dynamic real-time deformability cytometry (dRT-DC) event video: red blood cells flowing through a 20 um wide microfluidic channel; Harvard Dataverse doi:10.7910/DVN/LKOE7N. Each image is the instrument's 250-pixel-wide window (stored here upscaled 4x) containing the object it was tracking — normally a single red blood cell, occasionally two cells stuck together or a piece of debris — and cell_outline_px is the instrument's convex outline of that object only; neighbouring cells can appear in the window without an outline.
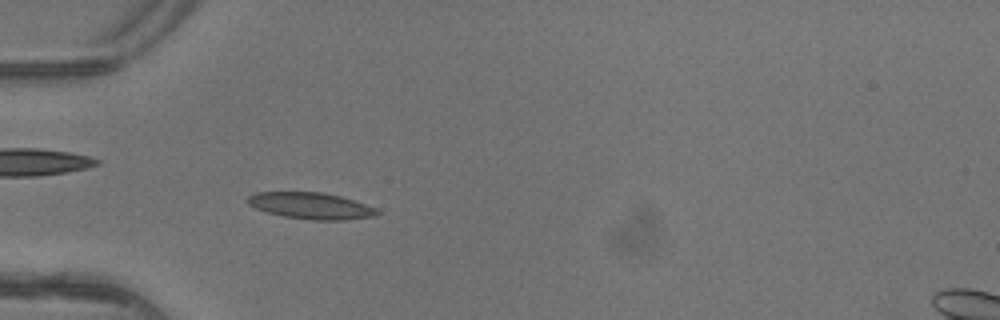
{"species": "common noctule bat (a hibernating species)", "species_latin": "Nyctalus noctula", "temperature_condition": "warm", "stored_images_in_passage": 6, "camera_frame_rate_fps": 3000, "um_per_image_px": 0.085, "animal": {"sex": "female"}, "frame": {"image": 1, "passage_image": 6, "time_ms": 1.667, "image_size_px": [1000, 320], "cell_outline_px": [[380, 212], [376, 216], [344, 220], [312, 220], [284, 216], [268, 212], [256, 208], [248, 204], [244, 200], [248, 196], [256, 192], [320, 192], [340, 196], [376, 208]], "centroid_in_image_um": [26.4, 17.49], "position_along_channel_um": 58.6, "area_um2": 19.88}}